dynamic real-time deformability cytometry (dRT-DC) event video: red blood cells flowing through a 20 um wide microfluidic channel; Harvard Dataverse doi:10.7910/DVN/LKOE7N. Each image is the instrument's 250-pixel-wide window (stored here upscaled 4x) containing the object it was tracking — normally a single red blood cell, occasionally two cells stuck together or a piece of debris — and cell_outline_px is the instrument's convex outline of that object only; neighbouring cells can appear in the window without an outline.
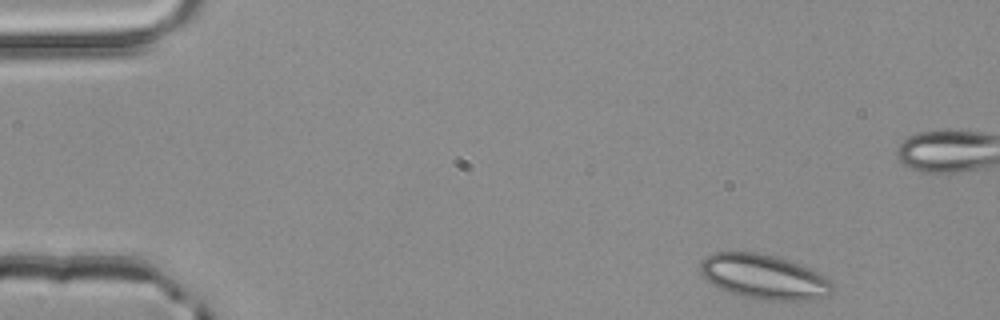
{"species": "common noctule bat (a hibernating species)", "species_latin": "Nyctalus noctula", "temperature_condition": "room temperature", "stored_images_in_passage": 49, "camera_frame_rate_fps": 3000, "um_per_image_px": 0.085, "animal": {"sex": "male", "body_mass_g": 20.4}, "frame": {"image": 1, "passage_image": 1, "time_ms": 0.0, "image_size_px": [1000, 320], "cell_outline_px": [[832, 292], [828, 296], [808, 300], [760, 300], [740, 296], [728, 292], [712, 284], [700, 272], [700, 264], [704, 256], [712, 252], [756, 252], [776, 256], [788, 260], [808, 268], [832, 280]], "centroid_in_image_um": [64.91, 23.53], "position_along_channel_um": 20.1, "area_um2": 34.51}}
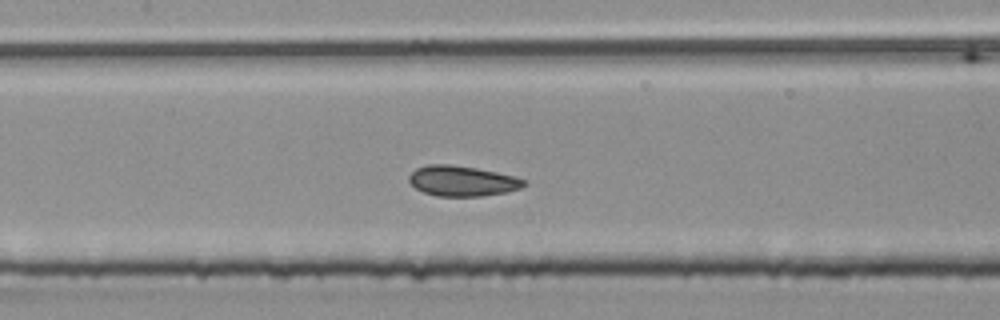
{"frame": {"image": 2, "passage_image": 20, "time_ms": 6.333, "image_size_px": [1000, 320], "cell_outline_px": [[528, 184], [520, 188], [508, 192], [480, 196], [436, 196], [424, 192], [416, 188], [408, 180], [408, 176], [416, 168], [428, 164], [448, 164], [476, 168], [516, 176], [528, 180]], "centroid_in_image_um": [39.32, 15.38], "position_along_channel_um": 168.1, "area_um2": 20.46}}
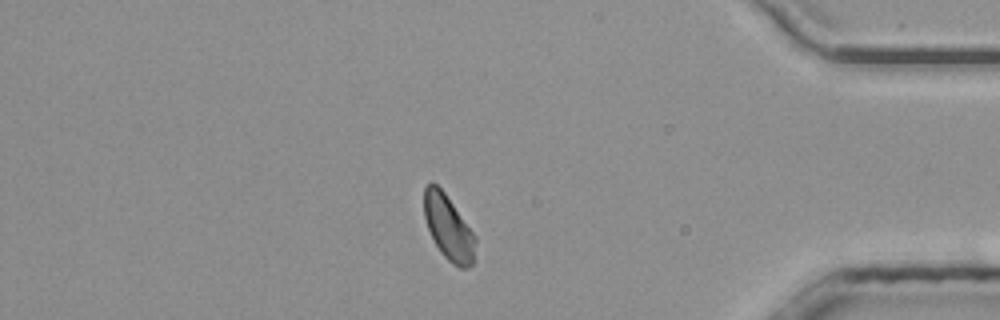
{"frame": {"image": 3, "passage_image": 40, "time_ms": 13.0, "image_size_px": [1000, 320], "cell_outline_px": [[476, 240], [472, 264], [468, 268], [460, 268], [452, 264], [440, 252], [428, 228], [424, 216], [424, 188], [432, 180], [444, 192], [476, 236]], "centroid_in_image_um": [38.11, 19.34], "position_along_channel_um": 397.1, "area_um2": 19.19}, "authors_computed_cell_mechanics": {"area_um2": 19.941, "velocity_mm_per_s": 3.9597, "shape_relaxation_time_tau1_ms": 2.9742, "shape_relaxation_time_tau2_ms": 1.3948, "deformation_change_tau1": 0.0464, "deformation_change_tau2": 0.0714}}